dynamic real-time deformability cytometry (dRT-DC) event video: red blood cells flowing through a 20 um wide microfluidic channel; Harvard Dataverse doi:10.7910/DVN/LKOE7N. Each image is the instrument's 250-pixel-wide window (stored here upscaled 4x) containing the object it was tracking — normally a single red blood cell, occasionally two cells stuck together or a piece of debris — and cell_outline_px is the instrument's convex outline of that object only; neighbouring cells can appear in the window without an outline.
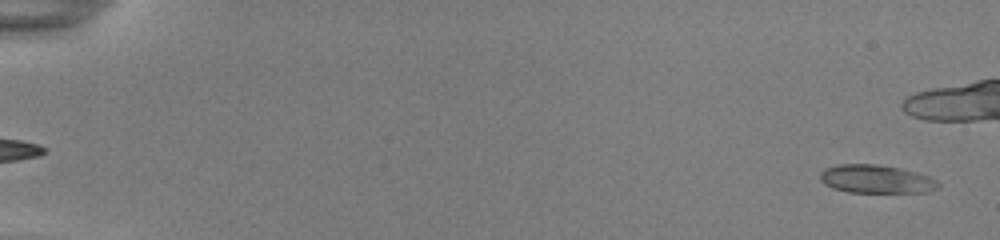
{"species": "common noctule bat (a hibernating species)", "species_latin": "Nyctalus noctula", "temperature_condition": "room temperature", "stored_images_in_passage": 45, "camera_frame_rate_fps": 3000, "um_per_image_px": 0.085, "animal": {"sex": "female", "body_mass_g": 22.0, "forearm_length_mm": 56.7}, "frame": {"image": 1, "passage_image": 2, "time_ms": 0.333, "image_size_px": [1000, 240], "cell_outline_px": [[940, 188], [928, 192], [848, 192], [832, 188], [824, 184], [820, 180], [820, 172], [824, 168], [836, 164], [880, 164], [900, 168], [916, 172], [928, 176], [936, 180], [940, 184]], "centroid_in_image_um": [74.46, 15.22], "position_along_channel_um": 10.5, "area_um2": 19.71}}
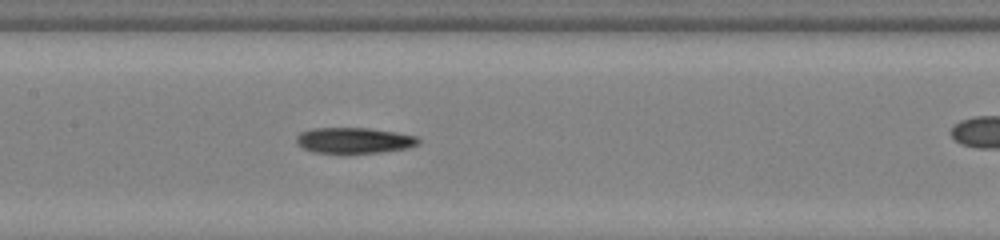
{"frame": {"image": 2, "passage_image": 28, "time_ms": 9.0, "image_size_px": [1000, 240], "cell_outline_px": [[420, 144], [408, 148], [380, 152], [344, 156], [312, 152], [296, 144], [296, 136], [300, 132], [312, 128], [368, 128], [396, 132], [420, 136]], "centroid_in_image_um": [30.09, 11.97], "position_along_channel_um": 177.3, "area_um2": 19.31}}
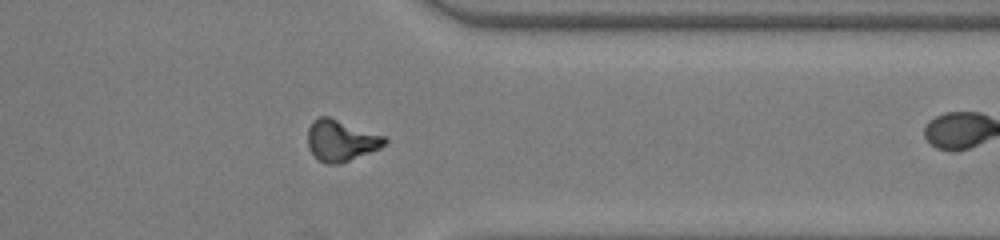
{"frame": {"image": 3, "passage_image": 44, "time_ms": 14.333, "image_size_px": [1000, 240], "cell_outline_px": [[388, 140], [380, 148], [340, 164], [324, 164], [308, 148], [308, 128], [312, 120], [320, 116], [328, 116], [388, 136]], "centroid_in_image_um": [29.0, 11.93], "position_along_channel_um": 382.4, "area_um2": 18.67}}